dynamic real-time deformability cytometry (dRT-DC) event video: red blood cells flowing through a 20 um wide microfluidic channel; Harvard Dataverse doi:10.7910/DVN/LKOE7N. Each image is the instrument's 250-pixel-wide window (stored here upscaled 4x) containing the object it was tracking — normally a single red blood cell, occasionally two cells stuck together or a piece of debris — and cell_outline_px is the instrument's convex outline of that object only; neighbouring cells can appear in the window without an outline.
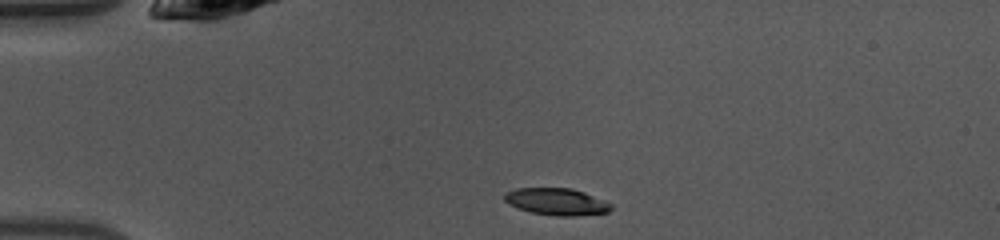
{"species": "common noctule bat (a hibernating species)", "species_latin": "Nyctalus noctula", "temperature_condition": "warm", "stored_images_in_passage": 39, "segment_of_instrument_passage": [1, 2], "camera_frame_rate_fps": 3000, "um_per_image_px": 0.085, "animal": {"sex": "female", "body_mass_g": 10.0, "forearm_length_mm": 53.1}, "frame": {"image": 1, "passage_image": 1, "time_ms": 0.0, "image_size_px": [1000, 240], "cell_outline_px": [[612, 208], [608, 212], [576, 216], [556, 216], [532, 212], [508, 204], [504, 200], [504, 192], [516, 188], [572, 188], [584, 192], [604, 200], [612, 204]], "centroid_in_image_um": [47.31, 17.13], "position_along_channel_um": 37.7, "area_um2": 16.76}}
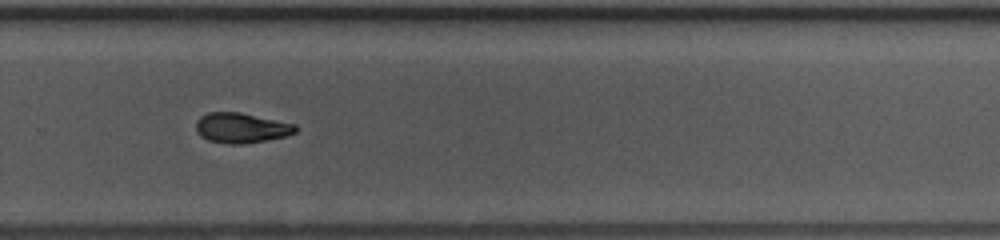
{"frame": {"image": 2, "passage_image": 23, "time_ms": 7.333, "image_size_px": [1000, 240], "cell_outline_px": [[296, 132], [288, 136], [244, 144], [228, 144], [208, 140], [200, 136], [196, 132], [196, 120], [200, 116], [208, 112], [240, 112], [296, 124]], "centroid_in_image_um": [20.49, 10.87], "position_along_channel_um": 309.3, "area_um2": 17.63}}
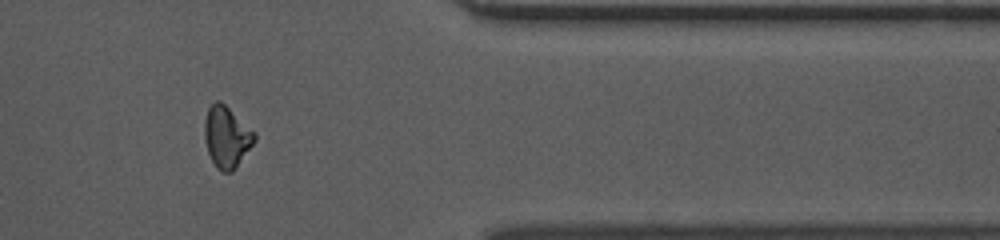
{"frame": {"image": 3, "passage_image": 30, "time_ms": 9.667, "image_size_px": [1000, 240], "cell_outline_px": [[256, 140], [232, 172], [224, 172], [216, 168], [208, 152], [204, 140], [204, 120], [208, 108], [216, 100], [220, 100], [256, 132]], "centroid_in_image_um": [19.26, 11.62], "position_along_channel_um": 392.1, "area_um2": 17.92}}